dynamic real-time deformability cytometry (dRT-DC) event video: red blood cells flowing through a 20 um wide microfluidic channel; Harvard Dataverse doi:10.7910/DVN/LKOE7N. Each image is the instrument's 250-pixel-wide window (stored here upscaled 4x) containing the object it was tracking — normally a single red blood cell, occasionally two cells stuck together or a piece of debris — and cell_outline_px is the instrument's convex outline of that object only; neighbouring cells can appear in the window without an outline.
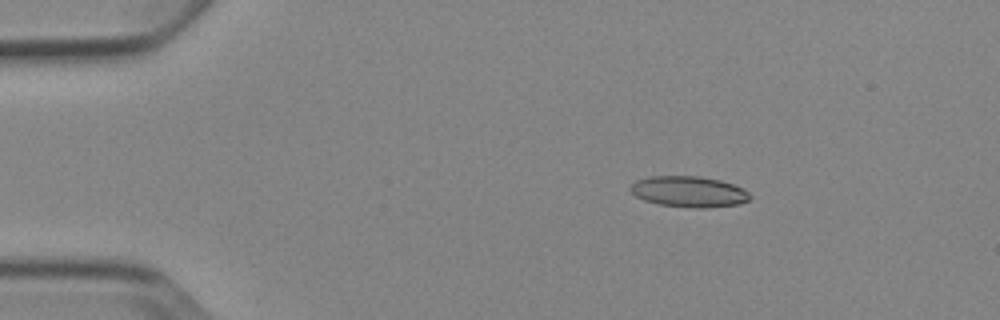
{"species": "Egyptian fruit bat (a non-hibernating species)", "species_latin": "Rousettus aegyptiacus", "temperature_condition": "cold", "stored_images_in_passage": 5, "camera_frame_rate_fps": 3000, "um_per_image_px": 0.085, "animal": {"sex": "female"}, "frame": {"image": 1, "passage_image": 3, "time_ms": 2.333, "image_size_px": [1000, 320], "cell_outline_px": [[752, 196], [748, 200], [740, 204], [704, 208], [692, 208], [660, 204], [644, 200], [636, 196], [628, 188], [636, 180], [648, 176], [700, 176], [720, 180], [744, 188]], "centroid_in_image_um": [58.56, 16.28], "position_along_channel_um": 26.4, "area_um2": 21.62}}